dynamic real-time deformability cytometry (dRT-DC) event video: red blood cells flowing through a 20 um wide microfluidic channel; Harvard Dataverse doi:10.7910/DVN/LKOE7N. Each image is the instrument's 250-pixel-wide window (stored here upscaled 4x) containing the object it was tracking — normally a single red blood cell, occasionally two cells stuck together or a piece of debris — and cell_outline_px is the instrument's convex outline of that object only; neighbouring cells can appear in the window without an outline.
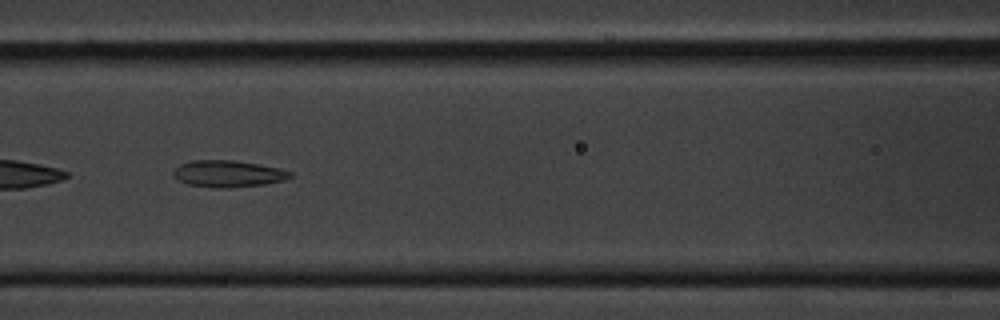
{"species": "common noctule bat (a hibernating species)", "species_latin": "Nyctalus noctula", "temperature_condition": "cold", "stored_images_in_passage": 41, "camera_frame_rate_fps": 3000, "um_per_image_px": 0.085, "animal": {"sex": "male", "body_mass_g": 20.1, "forearm_length_mm": 53.5}, "frame": {"image": 1, "passage_image": 13, "time_ms": 4.0, "image_size_px": [1000, 320], "cell_outline_px": [[292, 176], [284, 180], [264, 184], [228, 188], [212, 188], [188, 184], [172, 176], [172, 172], [180, 164], [192, 160], [232, 160], [280, 168], [292, 172]], "centroid_in_image_um": [19.37, 14.77], "position_along_channel_um": 147.2, "area_um2": 18.15}}
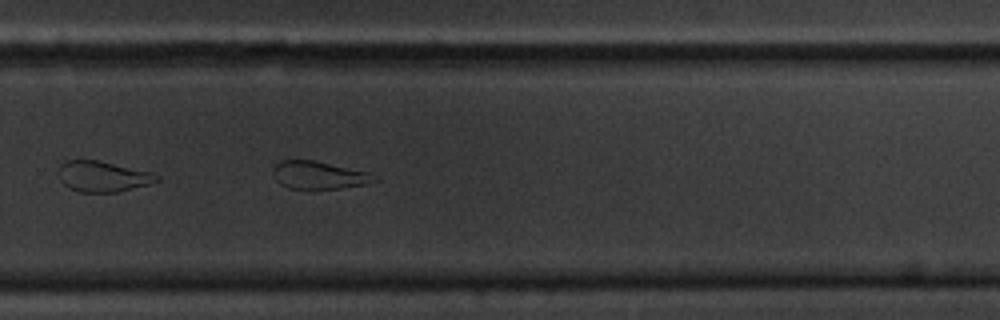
{"frame": {"image": 2, "passage_image": 26, "time_ms": 8.333, "image_size_px": [1000, 320], "cell_outline_px": [[380, 180], [364, 184], [340, 188], [312, 192], [288, 188], [280, 184], [276, 180], [272, 172], [272, 168], [280, 160], [312, 160], [368, 172]], "centroid_in_image_um": [27.04, 14.93], "position_along_channel_um": 302.8, "area_um2": 16.88}}
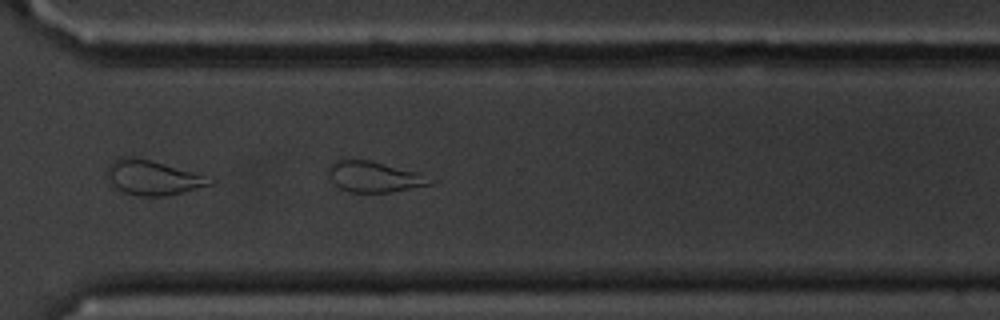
{"frame": {"image": 3, "passage_image": 29, "time_ms": 9.333, "image_size_px": [1000, 320], "cell_outline_px": [[436, 184], [392, 192], [348, 192], [340, 188], [328, 176], [328, 168], [340, 156], [368, 160], [420, 172]], "centroid_in_image_um": [31.78, 15.0], "position_along_channel_um": 338.8, "area_um2": 18.61}, "authors_computed_cell_mechanics": {"area_um2": 18.1492, "velocity_mm_per_s": 3.6023, "shape_relaxation_time_tau1_ms": null, "shape_relaxation_time_tau2_ms": 2.6869, "deformation_change_tau1": null, "deformation_change_tau2": 0.1014}}